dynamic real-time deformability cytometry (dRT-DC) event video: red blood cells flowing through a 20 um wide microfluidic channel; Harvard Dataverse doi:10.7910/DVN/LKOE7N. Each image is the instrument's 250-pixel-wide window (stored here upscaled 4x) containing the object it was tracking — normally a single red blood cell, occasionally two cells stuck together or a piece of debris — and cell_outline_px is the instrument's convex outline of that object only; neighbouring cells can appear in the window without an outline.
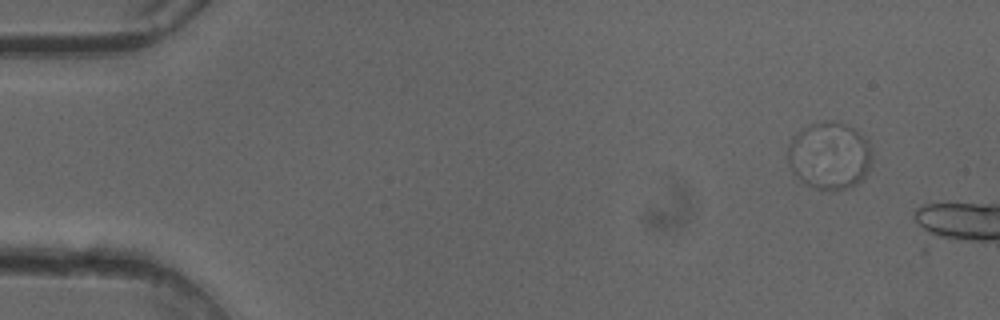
{"species": "common noctule bat (a hibernating species)", "species_latin": "Nyctalus noctula", "temperature_condition": "cold", "stored_images_in_passage": 6, "camera_frame_rate_fps": 3000, "um_per_image_px": 0.085, "animal": {"sex": "female"}, "frame": {"image": 1, "passage_image": 1, "time_ms": 0.0, "image_size_px": [1000, 320], "cell_outline_px": [[872, 164], [868, 172], [856, 184], [848, 188], [832, 192], [816, 188], [804, 184], [792, 172], [788, 164], [788, 144], [792, 136], [800, 128], [808, 124], [824, 120], [836, 120], [852, 128], [868, 140], [872, 152]], "centroid_in_image_um": [70.48, 13.23], "position_along_channel_um": 14.5, "area_um2": 33.87}}